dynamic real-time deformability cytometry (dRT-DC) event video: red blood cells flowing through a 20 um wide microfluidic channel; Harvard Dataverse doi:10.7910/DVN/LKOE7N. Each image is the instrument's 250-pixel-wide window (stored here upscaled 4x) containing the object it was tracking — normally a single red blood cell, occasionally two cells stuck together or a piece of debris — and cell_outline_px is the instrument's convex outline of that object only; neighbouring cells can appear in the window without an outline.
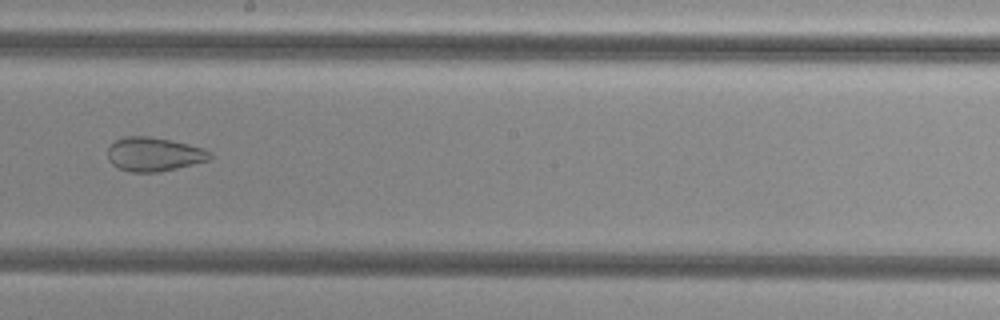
{"species": "common noctule bat (a hibernating species)", "species_latin": "Nyctalus noctula", "temperature_condition": "cold", "stored_images_in_passage": 42, "camera_frame_rate_fps": 3000, "um_per_image_px": 0.085, "animal": {"sex": "female", "body_mass_g": 29.2, "forearm_length_mm": 56.3}, "frame": {"image": 1, "passage_image": 19, "time_ms": 6.0, "image_size_px": [1000, 320], "cell_outline_px": [[212, 156], [208, 160], [160, 172], [132, 172], [116, 168], [108, 160], [108, 148], [116, 140], [124, 136], [148, 136], [188, 144], [204, 148], [212, 152]], "centroid_in_image_um": [13.07, 13.12], "position_along_channel_um": 235.1, "area_um2": 20.17}}
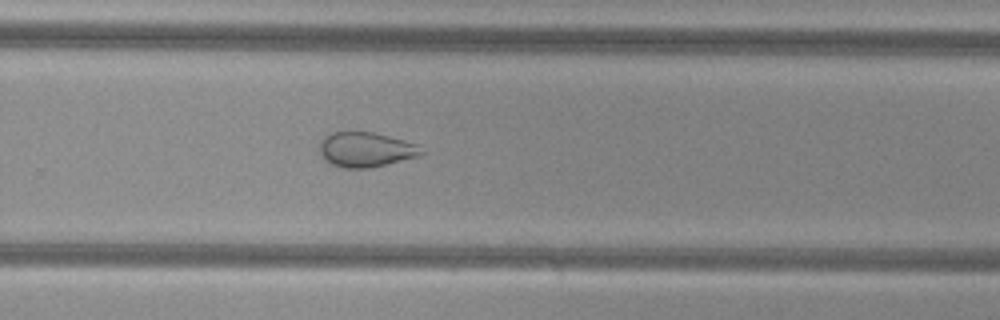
{"frame": {"image": 2, "passage_image": 24, "time_ms": 7.667, "image_size_px": [1000, 320], "cell_outline_px": [[424, 152], [420, 156], [368, 168], [344, 168], [332, 164], [320, 156], [320, 140], [332, 132], [372, 132], [404, 140], [416, 144]], "centroid_in_image_um": [31.07, 12.71], "position_along_channel_um": 298.7, "area_um2": 20.46}, "authors_computed_cell_mechanics": {"area_um2": 26.01, "velocity_mm_per_s": 3.8225, "shape_relaxation_time_tau1_ms": null, "shape_relaxation_time_tau2_ms": 1.6806, "deformation_change_tau1": null, "deformation_change_tau2": 0.0741}}